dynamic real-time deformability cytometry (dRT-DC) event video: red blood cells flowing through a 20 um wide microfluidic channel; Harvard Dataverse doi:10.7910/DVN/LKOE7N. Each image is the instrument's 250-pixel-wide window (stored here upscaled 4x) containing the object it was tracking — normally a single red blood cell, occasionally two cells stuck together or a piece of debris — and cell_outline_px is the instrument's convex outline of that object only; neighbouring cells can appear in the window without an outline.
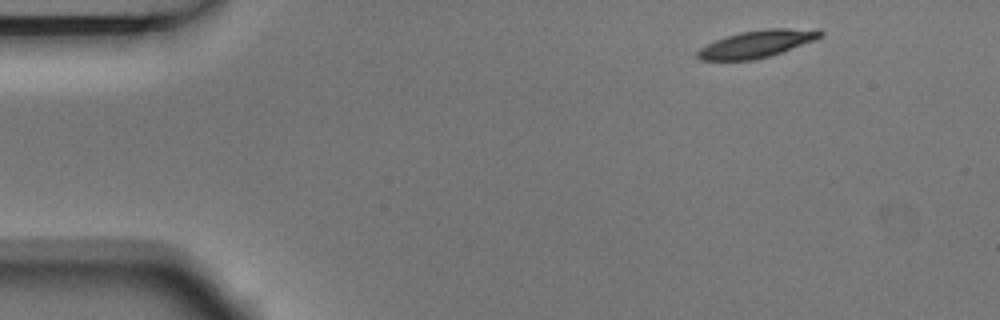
{"species": "Egyptian fruit bat (a non-hibernating species)", "species_latin": "Rousettus aegyptiacus", "temperature_condition": "room temperature", "stored_images_in_passage": 3, "camera_frame_rate_fps": 3000, "um_per_image_px": 0.085, "animal": {"sex": "male"}, "frame": {"image": 1, "passage_image": 1, "time_ms": 0.0, "image_size_px": [1000, 320], "cell_outline_px": [[824, 36], [816, 40], [768, 56], [752, 60], [700, 60], [696, 56], [696, 52], [700, 48], [716, 40], [740, 32], [768, 28], [820, 28], [824, 32]], "centroid_in_image_um": [64.41, 3.71], "position_along_channel_um": 20.6, "area_um2": 19.54}}